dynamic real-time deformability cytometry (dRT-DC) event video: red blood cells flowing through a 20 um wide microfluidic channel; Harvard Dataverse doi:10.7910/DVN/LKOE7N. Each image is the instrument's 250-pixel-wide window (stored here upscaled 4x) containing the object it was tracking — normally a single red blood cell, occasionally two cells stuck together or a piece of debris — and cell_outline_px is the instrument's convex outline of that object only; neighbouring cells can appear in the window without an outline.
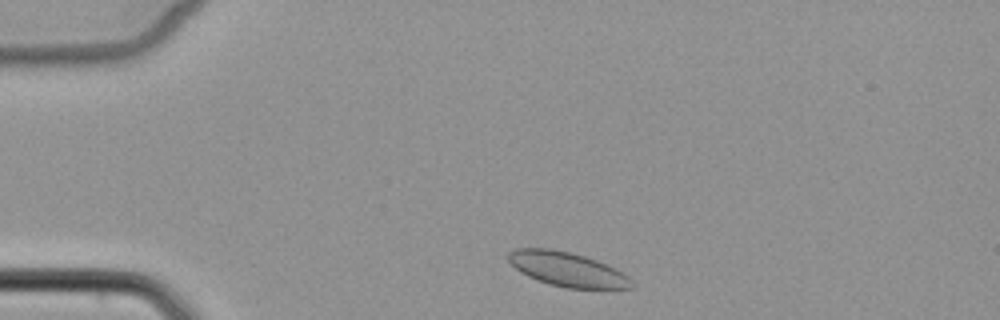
{"species": "common noctule bat (a hibernating species)", "species_latin": "Nyctalus noctula", "temperature_condition": "cold", "stored_images_in_passage": 2, "camera_frame_rate_fps": 3000, "um_per_image_px": 0.085, "animal": {"sex": "female", "body_mass_g": 22.7, "forearm_length_mm": 54.2}, "frame": {"image": 1, "passage_image": 1, "time_ms": 0.0, "image_size_px": [1000, 320], "cell_outline_px": [[632, 288], [564, 288], [548, 284], [528, 276], [520, 272], [508, 260], [508, 252], [512, 248], [552, 248], [572, 252], [596, 260], [616, 268], [628, 276], [632, 280]], "centroid_in_image_um": [48.19, 22.87], "position_along_channel_um": 36.8, "area_um2": 24.74}}